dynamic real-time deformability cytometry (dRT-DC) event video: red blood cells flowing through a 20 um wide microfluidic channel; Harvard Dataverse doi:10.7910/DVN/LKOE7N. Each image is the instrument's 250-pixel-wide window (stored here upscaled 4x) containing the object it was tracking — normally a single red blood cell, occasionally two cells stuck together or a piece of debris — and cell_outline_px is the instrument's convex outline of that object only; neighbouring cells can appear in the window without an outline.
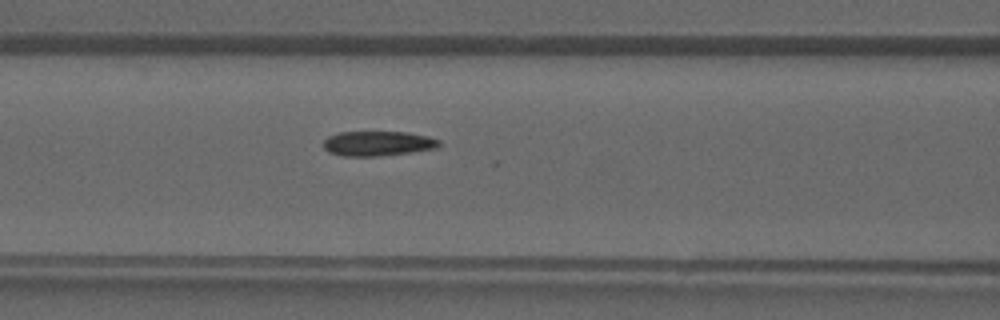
{"species": "common noctule bat (a hibernating species)", "species_latin": "Nyctalus noctula", "temperature_condition": "warm", "stored_images_in_passage": 31, "camera_frame_rate_fps": 3000, "um_per_image_px": 0.085, "animal": {"sex": "male", "forearm_length_mm": 52.5}, "frame": {"image": 1, "passage_image": 7, "time_ms": 2.0, "image_size_px": [1000, 320], "cell_outline_px": [[440, 144], [436, 148], [408, 152], [376, 156], [344, 156], [328, 152], [324, 148], [324, 140], [328, 136], [340, 132], [408, 132], [428, 136], [440, 140]], "centroid_in_image_um": [32.1, 12.19], "position_along_channel_um": 134.5, "area_um2": 16.59}}
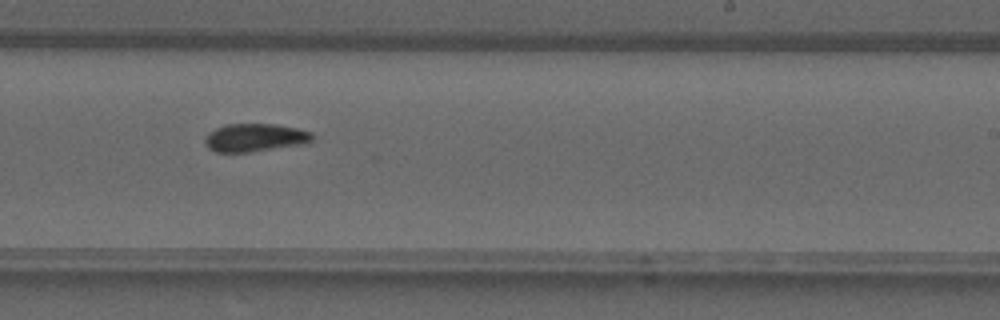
{"frame": {"image": 2, "passage_image": 15, "time_ms": 4.667, "image_size_px": [1000, 320], "cell_outline_px": [[316, 136], [312, 140], [304, 144], [248, 152], [216, 152], [208, 148], [204, 140], [208, 132], [216, 128], [228, 124], [276, 124], [296, 128], [312, 132]], "centroid_in_image_um": [21.69, 11.69], "position_along_channel_um": 267.3, "area_um2": 17.57}}
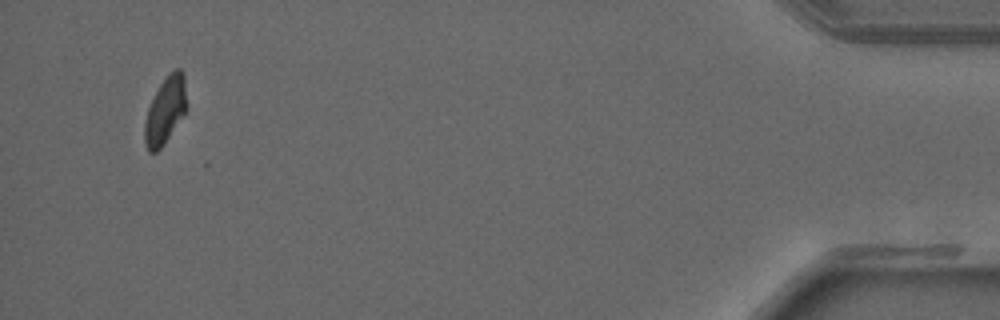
{"frame": {"image": 3, "passage_image": 29, "time_ms": 9.333, "image_size_px": [1000, 320], "cell_outline_px": [[184, 112], [164, 144], [156, 152], [148, 152], [144, 140], [144, 124], [148, 108], [160, 84], [168, 72], [176, 68], [180, 68], [184, 72]], "centroid_in_image_um": [14.0, 9.38], "position_along_channel_um": 421.2, "area_um2": 15.84}}